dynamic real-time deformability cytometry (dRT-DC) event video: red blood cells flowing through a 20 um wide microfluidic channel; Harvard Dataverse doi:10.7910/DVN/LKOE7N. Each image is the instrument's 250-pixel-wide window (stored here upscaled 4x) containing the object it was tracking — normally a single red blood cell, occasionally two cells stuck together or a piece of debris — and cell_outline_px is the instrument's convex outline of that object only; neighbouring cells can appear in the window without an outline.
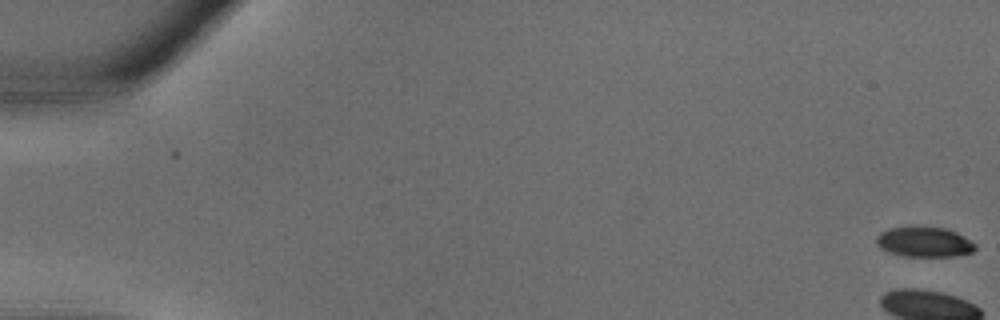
{"species": "common noctule bat (a hibernating species)", "species_latin": "Nyctalus noctula", "temperature_condition": "warm", "stored_images_in_passage": 3, "camera_frame_rate_fps": 3000, "um_per_image_px": 0.085, "animal": {"sex": "male", "body_mass_g": 18.8}, "frame": {"image": 1, "passage_image": 3, "time_ms": 0.667, "image_size_px": [1000, 320], "cell_outline_px": [[976, 248], [972, 252], [956, 256], [904, 256], [888, 252], [880, 248], [876, 244], [876, 236], [880, 232], [888, 228], [944, 228], [956, 232], [976, 244]], "centroid_in_image_um": [78.54, 20.59], "position_along_channel_um": 6.5, "area_um2": 17.05}}